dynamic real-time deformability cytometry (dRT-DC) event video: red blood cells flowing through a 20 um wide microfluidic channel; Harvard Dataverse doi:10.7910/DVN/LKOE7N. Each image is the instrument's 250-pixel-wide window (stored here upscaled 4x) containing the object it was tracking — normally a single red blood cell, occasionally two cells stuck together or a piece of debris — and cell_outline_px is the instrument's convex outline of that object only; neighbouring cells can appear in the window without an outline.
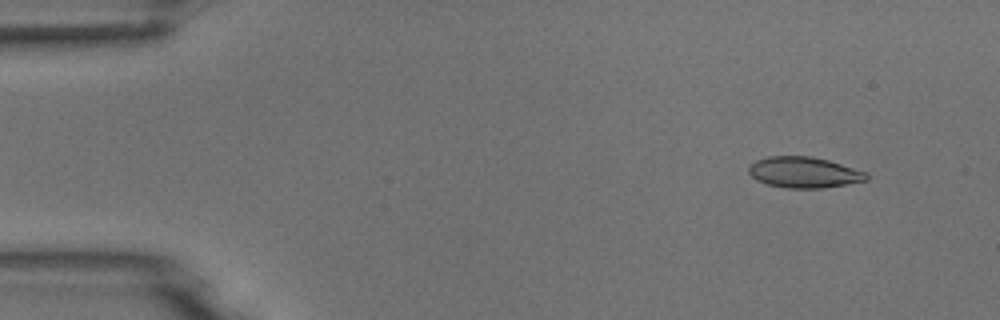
{"species": "common noctule bat (a hibernating species)", "species_latin": "Nyctalus noctula", "temperature_condition": "room temperature", "stored_images_in_passage": 4, "camera_frame_rate_fps": 3000, "um_per_image_px": 0.085, "animal": {"sex": "male", "body_mass_g": 18.8}, "frame": {"image": 1, "passage_image": 1, "time_ms": 0.0, "image_size_px": [1000, 320], "cell_outline_px": [[868, 180], [820, 188], [788, 188], [768, 184], [756, 180], [748, 172], [748, 168], [756, 160], [768, 156], [812, 156], [828, 160], [868, 172]], "centroid_in_image_um": [68.34, 14.64], "position_along_channel_um": 16.7, "area_um2": 21.1}}
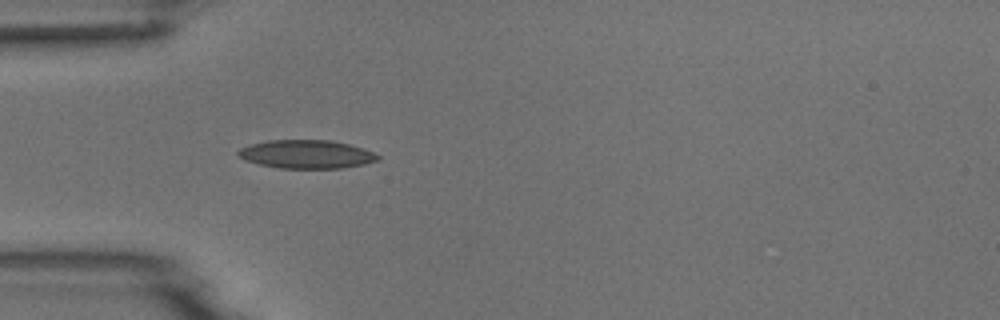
{"frame": {"image": 2, "passage_image": 4, "time_ms": 3.667, "image_size_px": [1000, 320], "cell_outline_px": [[380, 160], [364, 164], [344, 168], [280, 168], [260, 164], [244, 160], [236, 152], [240, 148], [248, 144], [268, 140], [332, 140], [364, 148], [380, 156]], "centroid_in_image_um": [26.05, 13.1], "position_along_channel_um": 58.9, "area_um2": 23.24}}